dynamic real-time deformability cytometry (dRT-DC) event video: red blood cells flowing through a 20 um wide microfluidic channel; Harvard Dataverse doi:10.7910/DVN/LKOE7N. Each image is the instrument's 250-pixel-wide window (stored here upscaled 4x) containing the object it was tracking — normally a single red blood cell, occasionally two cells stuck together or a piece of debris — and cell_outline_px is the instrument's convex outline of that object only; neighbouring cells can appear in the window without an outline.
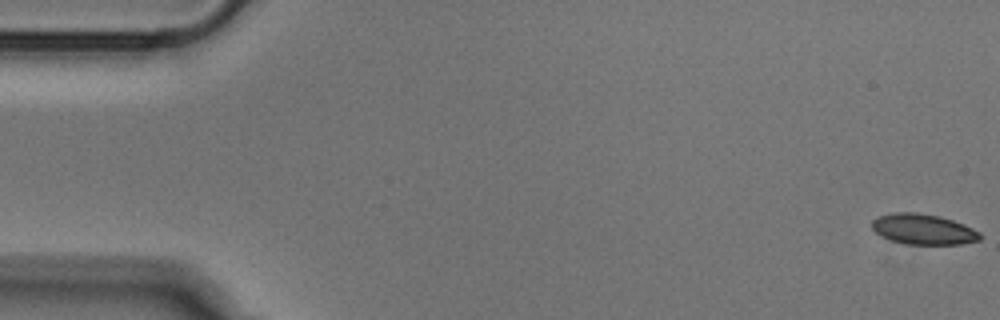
{"species": "Egyptian fruit bat (a non-hibernating species)", "species_latin": "Rousettus aegyptiacus", "temperature_condition": "cold", "stored_images_in_passage": 53, "camera_frame_rate_fps": 3000, "um_per_image_px": 0.085, "animal": {"sex": "male"}, "frame": {"image": 1, "passage_image": 1, "time_ms": 0.0, "image_size_px": [1000, 320], "cell_outline_px": [[980, 240], [960, 244], [904, 244], [880, 236], [872, 228], [872, 220], [876, 216], [892, 212], [916, 212], [940, 216], [964, 224], [980, 232]], "centroid_in_image_um": [78.44, 19.47], "position_along_channel_um": 6.6, "area_um2": 19.31}}
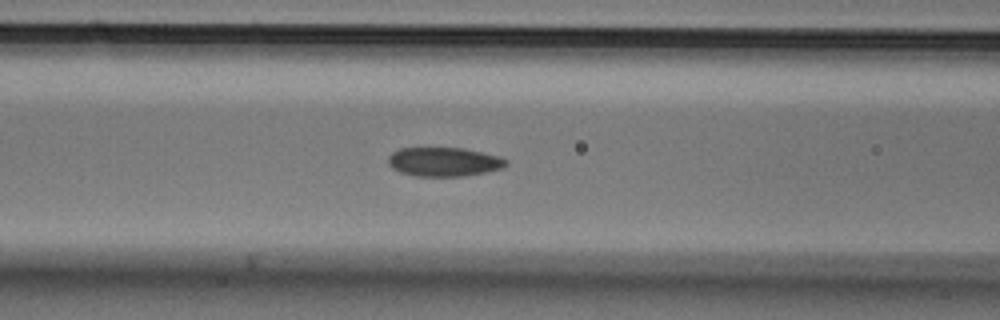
{"frame": {"image": 2, "passage_image": 21, "time_ms": 6.667, "image_size_px": [1000, 320], "cell_outline_px": [[508, 164], [504, 168], [464, 176], [416, 176], [400, 172], [392, 168], [388, 164], [388, 156], [392, 152], [400, 148], [464, 148], [500, 156], [508, 160]], "centroid_in_image_um": [37.74, 13.75], "position_along_channel_um": 128.9, "area_um2": 20.06}}
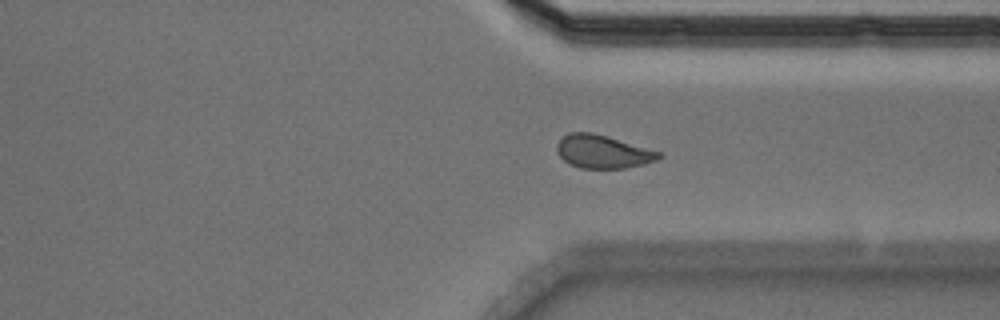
{"frame": {"image": 3, "passage_image": 39, "time_ms": 12.667, "image_size_px": [1000, 320], "cell_outline_px": [[664, 156], [656, 160], [644, 164], [624, 168], [580, 168], [568, 164], [560, 156], [556, 148], [556, 144], [568, 132], [592, 132], [608, 136], [660, 152]], "centroid_in_image_um": [51.22, 12.89], "position_along_channel_um": 360.2, "area_um2": 19.71}}